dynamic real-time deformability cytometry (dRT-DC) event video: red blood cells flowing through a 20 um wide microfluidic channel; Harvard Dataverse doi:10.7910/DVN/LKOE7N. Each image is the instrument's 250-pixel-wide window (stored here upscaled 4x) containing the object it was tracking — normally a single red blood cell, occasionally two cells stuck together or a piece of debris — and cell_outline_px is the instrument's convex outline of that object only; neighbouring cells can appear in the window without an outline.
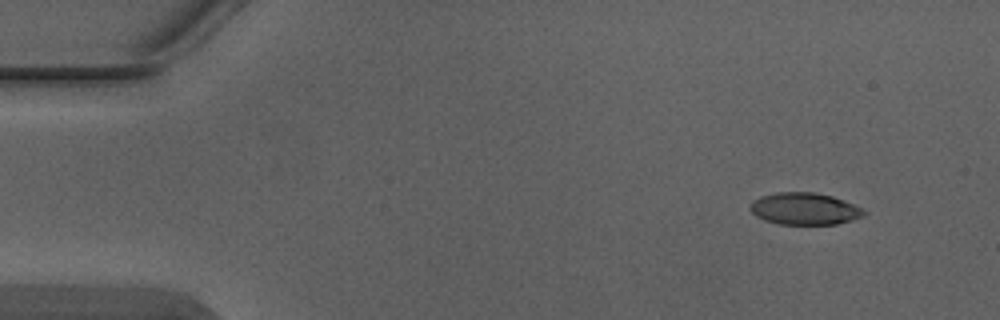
{"species": "Egyptian fruit bat (a non-hibernating species)", "species_latin": "Rousettus aegyptiacus", "temperature_condition": "warm", "stored_images_in_passage": 5, "segment_of_instrument_passage": [2, 2], "camera_frame_rate_fps": 3000, "um_per_image_px": 0.085, "animal": {"sex": "male"}, "frame": {"image": 1, "passage_image": 5, "time_ms": 1.333, "image_size_px": [1000, 320], "cell_outline_px": [[868, 212], [864, 216], [852, 220], [836, 224], [780, 224], [764, 220], [756, 216], [752, 212], [752, 200], [760, 196], [776, 192], [812, 192], [832, 196], [844, 200]], "centroid_in_image_um": [68.4, 17.74], "position_along_channel_um": 16.6, "area_um2": 21.1}}